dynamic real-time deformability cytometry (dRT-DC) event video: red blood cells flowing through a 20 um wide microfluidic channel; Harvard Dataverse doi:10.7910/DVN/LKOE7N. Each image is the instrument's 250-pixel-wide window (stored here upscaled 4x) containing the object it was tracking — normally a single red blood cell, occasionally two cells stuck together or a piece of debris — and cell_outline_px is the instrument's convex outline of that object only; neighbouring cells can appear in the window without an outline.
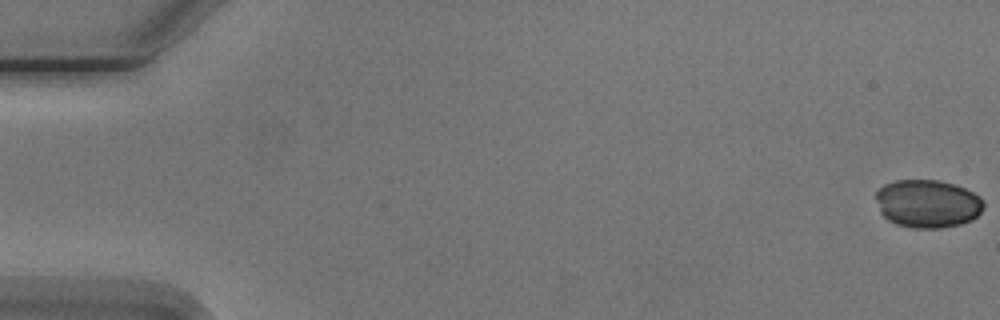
{"species": "Egyptian fruit bat (a non-hibernating species)", "species_latin": "Rousettus aegyptiacus", "temperature_condition": "cold", "stored_images_in_passage": 8, "camera_frame_rate_fps": 3000, "um_per_image_px": 0.085, "animal": {"sex": "male"}, "frame": {"image": 1, "passage_image": 1, "time_ms": 0.0, "image_size_px": [1000, 320], "cell_outline_px": [[984, 208], [972, 220], [960, 224], [940, 228], [912, 228], [896, 224], [888, 220], [880, 212], [876, 200], [876, 192], [884, 184], [896, 180], [936, 180], [952, 184], [964, 188], [980, 196], [984, 200]], "centroid_in_image_um": [78.84, 17.32], "position_along_channel_um": 6.2, "area_um2": 30.23}}
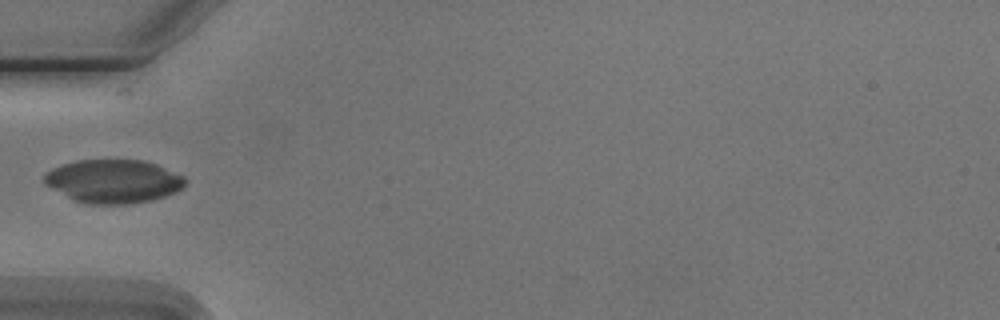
{"frame": {"image": 2, "passage_image": 6, "time_ms": 6.0, "image_size_px": [1000, 320], "cell_outline_px": [[188, 180], [176, 192], [152, 200], [132, 204], [84, 204], [72, 200], [44, 184], [44, 172], [52, 168], [76, 160], [144, 160], [156, 164], [184, 176]], "centroid_in_image_um": [9.61, 15.41], "position_along_channel_um": 75.4, "area_um2": 35.95}}
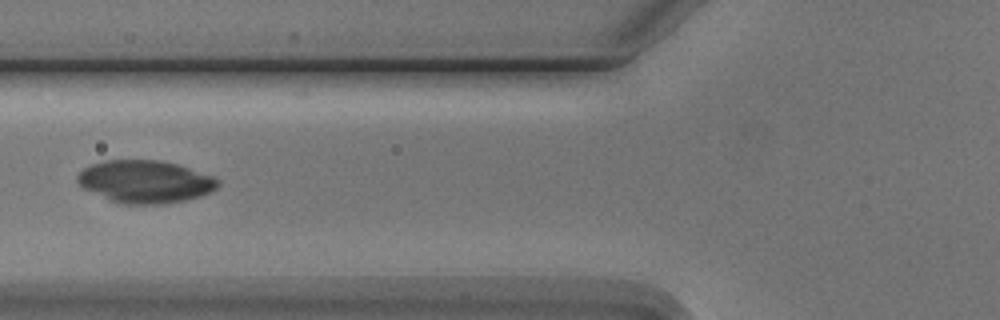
{"frame": {"image": 3, "passage_image": 7, "time_ms": 7.0, "image_size_px": [1000, 320], "cell_outline_px": [[220, 184], [212, 192], [200, 196], [184, 200], [164, 204], [124, 204], [112, 200], [84, 188], [76, 180], [76, 176], [84, 168], [92, 164], [104, 160], [160, 160], [176, 164], [212, 176], [220, 180]], "centroid_in_image_um": [12.36, 15.43], "position_along_channel_um": 113.4, "area_um2": 34.56}}